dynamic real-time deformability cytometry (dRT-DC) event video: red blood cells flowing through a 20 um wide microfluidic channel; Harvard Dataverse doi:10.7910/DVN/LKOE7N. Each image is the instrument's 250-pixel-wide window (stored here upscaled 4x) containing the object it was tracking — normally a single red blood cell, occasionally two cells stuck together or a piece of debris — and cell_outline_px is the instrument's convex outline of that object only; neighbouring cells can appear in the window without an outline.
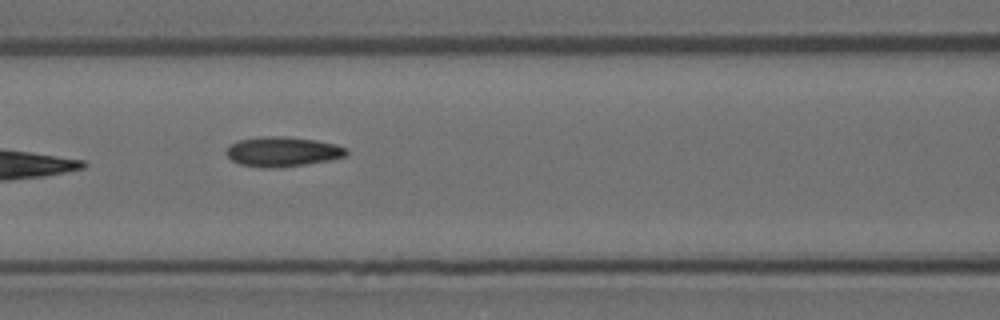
{"species": "Egyptian fruit bat (a non-hibernating species)", "species_latin": "Rousettus aegyptiacus", "temperature_condition": "room temperature", "stored_images_in_passage": 5, "camera_frame_rate_fps": 3000, "um_per_image_px": 0.085, "animal": {"sex": "female"}, "frame": {"image": 1, "passage_image": 4, "time_ms": 1.0, "image_size_px": [1000, 320], "cell_outline_px": [[348, 152], [344, 156], [332, 160], [304, 164], [272, 168], [264, 168], [240, 164], [232, 160], [228, 156], [228, 148], [232, 144], [240, 140], [260, 136], [288, 136], [316, 140], [336, 144], [348, 148]], "centroid_in_image_um": [24.07, 12.88], "position_along_channel_um": 142.5, "area_um2": 20.75}}